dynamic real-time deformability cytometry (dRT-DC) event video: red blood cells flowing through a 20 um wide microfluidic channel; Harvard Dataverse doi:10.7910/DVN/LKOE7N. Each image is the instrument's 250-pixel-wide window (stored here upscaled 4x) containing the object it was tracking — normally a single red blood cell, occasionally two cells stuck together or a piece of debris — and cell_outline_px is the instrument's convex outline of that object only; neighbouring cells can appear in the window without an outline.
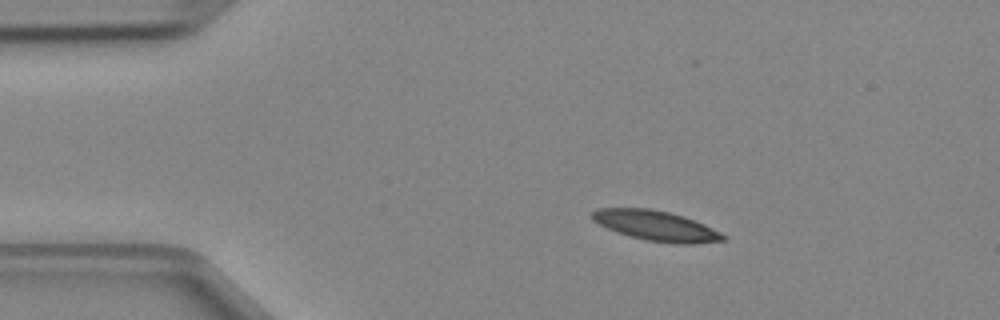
{"species": "Egyptian fruit bat (a non-hibernating species)", "species_latin": "Rousettus aegyptiacus", "temperature_condition": "cold", "stored_images_in_passage": 5, "camera_frame_rate_fps": 3000, "um_per_image_px": 0.085, "animal": {"sex": "female"}, "frame": {"image": 1, "passage_image": 2, "time_ms": 0.333, "image_size_px": [1000, 320], "cell_outline_px": [[728, 236], [724, 240], [692, 244], [680, 244], [648, 240], [616, 232], [592, 220], [592, 212], [596, 208], [652, 208], [684, 216], [704, 224]], "centroid_in_image_um": [55.78, 19.18], "position_along_channel_um": 29.2, "area_um2": 22.77}}
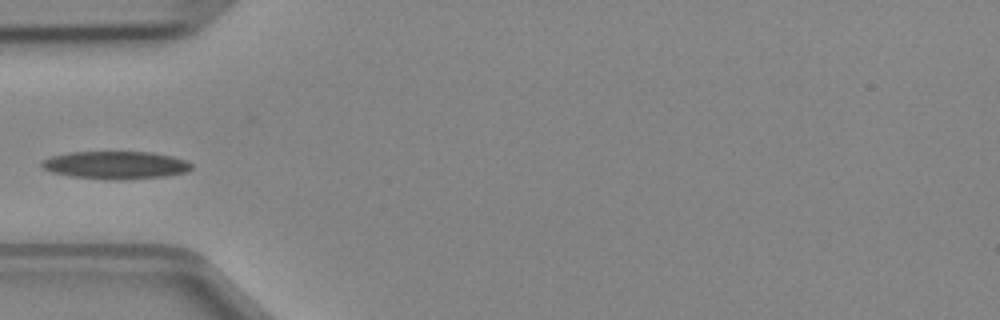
{"frame": {"image": 2, "passage_image": 4, "time_ms": 1.0, "image_size_px": [1000, 320], "cell_outline_px": [[192, 168], [188, 172], [164, 176], [120, 180], [72, 176], [52, 172], [44, 168], [40, 164], [40, 160], [52, 156], [68, 152], [152, 152], [172, 156], [188, 160], [192, 164]], "centroid_in_image_um": [9.86, 14.02], "position_along_channel_um": 75.1, "area_um2": 24.22}}